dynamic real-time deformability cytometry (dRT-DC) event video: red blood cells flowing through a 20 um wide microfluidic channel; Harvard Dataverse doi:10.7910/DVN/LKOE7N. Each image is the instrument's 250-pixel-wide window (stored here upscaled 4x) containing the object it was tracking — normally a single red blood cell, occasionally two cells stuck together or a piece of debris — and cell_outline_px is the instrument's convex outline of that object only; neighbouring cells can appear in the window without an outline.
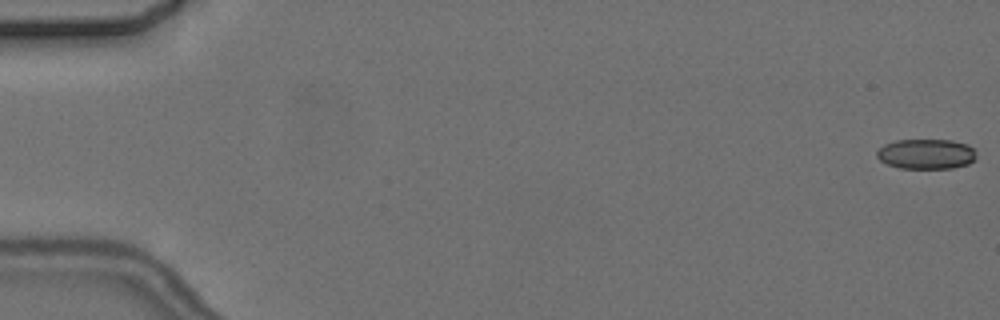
{"species": "common noctule bat (a hibernating species)", "species_latin": "Nyctalus noctula", "temperature_condition": "cold", "stored_images_in_passage": 4, "camera_frame_rate_fps": 3000, "um_per_image_px": 0.085, "animal": {"sex": "female", "body_mass_g": 24.6, "forearm_length_mm": 56.2}, "frame": {"image": 1, "passage_image": 1, "time_ms": 0.0, "image_size_px": [1000, 320], "cell_outline_px": [[976, 160], [968, 164], [952, 168], [900, 168], [888, 164], [880, 160], [876, 156], [876, 152], [884, 144], [896, 140], [952, 140], [968, 144], [976, 152]], "centroid_in_image_um": [78.75, 13.08], "position_along_channel_um": 6.3, "area_um2": 17.51}}